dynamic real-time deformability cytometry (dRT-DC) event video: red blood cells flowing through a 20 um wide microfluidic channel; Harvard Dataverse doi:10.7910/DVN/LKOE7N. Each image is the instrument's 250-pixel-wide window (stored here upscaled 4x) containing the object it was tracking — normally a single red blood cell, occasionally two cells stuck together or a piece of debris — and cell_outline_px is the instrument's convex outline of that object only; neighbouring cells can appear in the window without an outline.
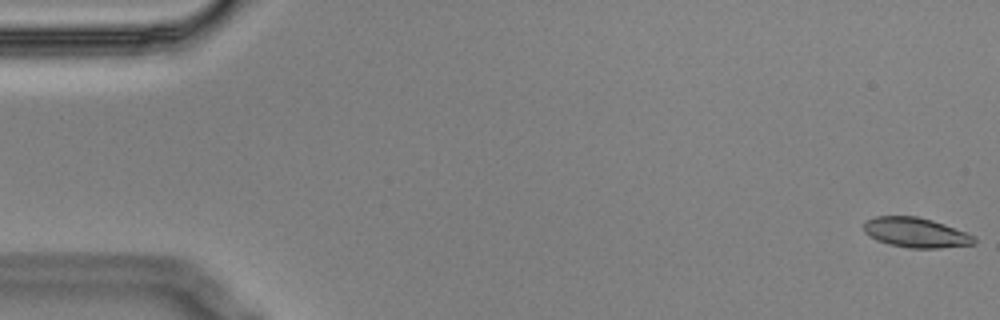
{"species": "Egyptian fruit bat (a non-hibernating species)", "species_latin": "Rousettus aegyptiacus", "temperature_condition": "cold", "stored_images_in_passage": 6, "camera_frame_rate_fps": 3000, "um_per_image_px": 0.085, "animal": {"sex": "male"}, "frame": {"image": 1, "passage_image": 1, "time_ms": 0.0, "image_size_px": [1000, 320], "cell_outline_px": [[976, 244], [940, 248], [908, 248], [888, 244], [864, 232], [864, 224], [868, 220], [876, 216], [916, 216], [932, 220], [944, 224], [976, 236]], "centroid_in_image_um": [77.9, 19.77], "position_along_channel_um": 7.1, "area_um2": 19.07}}